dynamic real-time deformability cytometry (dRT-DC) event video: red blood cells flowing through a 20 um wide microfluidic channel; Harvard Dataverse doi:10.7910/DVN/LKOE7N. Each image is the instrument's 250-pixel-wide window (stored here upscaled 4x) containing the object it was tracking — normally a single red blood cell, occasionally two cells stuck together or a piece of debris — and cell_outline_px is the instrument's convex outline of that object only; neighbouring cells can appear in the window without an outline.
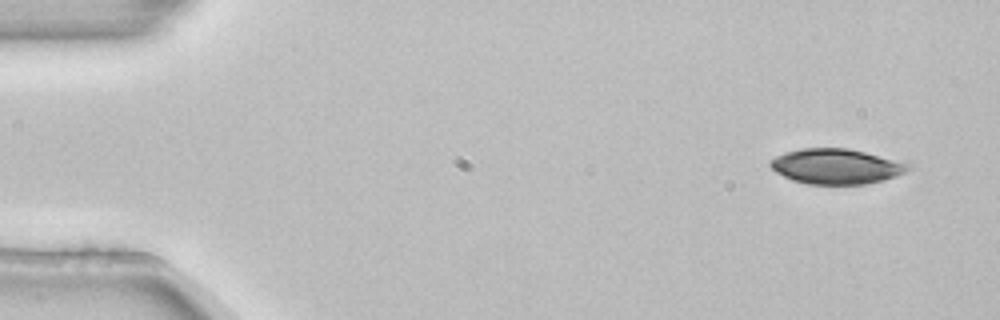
{"species": "common noctule bat (a hibernating species)", "species_latin": "Nyctalus noctula", "temperature_condition": "room temperature", "stored_images_in_passage": 5, "camera_frame_rate_fps": 3000, "um_per_image_px": 0.085, "animal": {"sex": "female", "body_mass_g": 22.7, "forearm_length_mm": 54.2}, "frame": {"image": 1, "passage_image": 1, "time_ms": 0.0, "image_size_px": [1000, 320], "cell_outline_px": [[912, 168], [896, 176], [884, 180], [864, 184], [808, 184], [792, 180], [776, 172], [768, 164], [768, 160], [776, 156], [800, 148], [848, 148], [864, 152], [908, 164]], "centroid_in_image_um": [71.02, 14.15], "position_along_channel_um": 14.0, "area_um2": 27.98}}
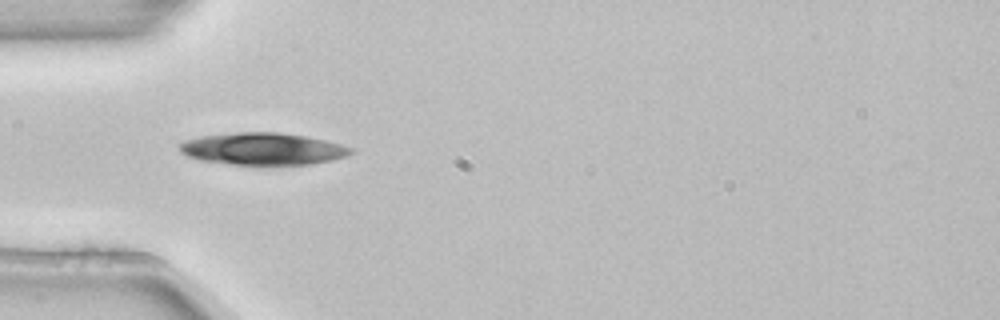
{"frame": {"image": 2, "passage_image": 4, "time_ms": 1.0, "image_size_px": [1000, 320], "cell_outline_px": [[356, 152], [348, 156], [332, 160], [312, 164], [232, 164], [200, 160], [188, 156], [180, 152], [180, 144], [184, 140], [200, 136], [236, 132], [280, 132], [308, 136], [340, 144], [352, 148]], "centroid_in_image_um": [22.37, 12.64], "position_along_channel_um": 62.6, "area_um2": 32.08}}